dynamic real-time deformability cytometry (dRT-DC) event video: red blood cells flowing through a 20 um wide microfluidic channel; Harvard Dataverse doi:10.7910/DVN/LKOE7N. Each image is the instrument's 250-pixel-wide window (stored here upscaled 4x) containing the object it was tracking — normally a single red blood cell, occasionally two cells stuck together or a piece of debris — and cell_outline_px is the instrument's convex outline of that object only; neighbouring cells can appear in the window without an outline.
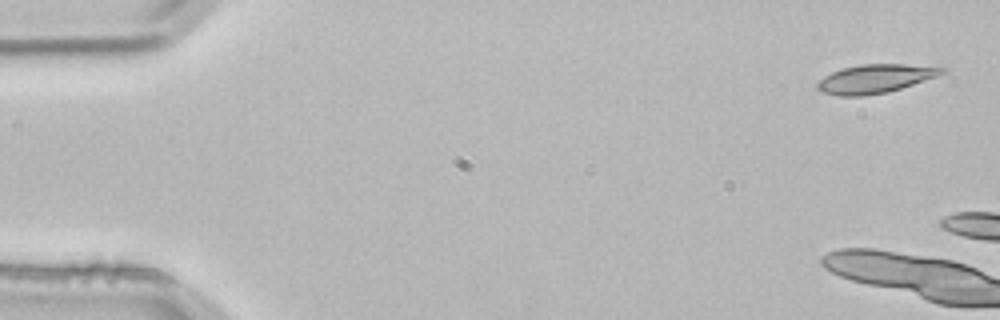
{"species": "common noctule bat (a hibernating species)", "species_latin": "Nyctalus noctula", "temperature_condition": "room temperature", "stored_images_in_passage": 2, "camera_frame_rate_fps": 3000, "um_per_image_px": 0.085, "animal": {"sex": "male", "body_mass_g": 21.5, "forearm_length_mm": 52.0}, "frame": {"image": 1, "passage_image": 1, "time_ms": 0.0, "image_size_px": [1000, 320], "cell_outline_px": [[948, 72], [888, 92], [864, 96], [840, 96], [820, 92], [816, 88], [816, 84], [824, 76], [832, 72], [844, 68], [860, 64], [904, 64], [948, 68]], "centroid_in_image_um": [74.37, 6.69], "position_along_channel_um": 10.6, "area_um2": 20.75}}